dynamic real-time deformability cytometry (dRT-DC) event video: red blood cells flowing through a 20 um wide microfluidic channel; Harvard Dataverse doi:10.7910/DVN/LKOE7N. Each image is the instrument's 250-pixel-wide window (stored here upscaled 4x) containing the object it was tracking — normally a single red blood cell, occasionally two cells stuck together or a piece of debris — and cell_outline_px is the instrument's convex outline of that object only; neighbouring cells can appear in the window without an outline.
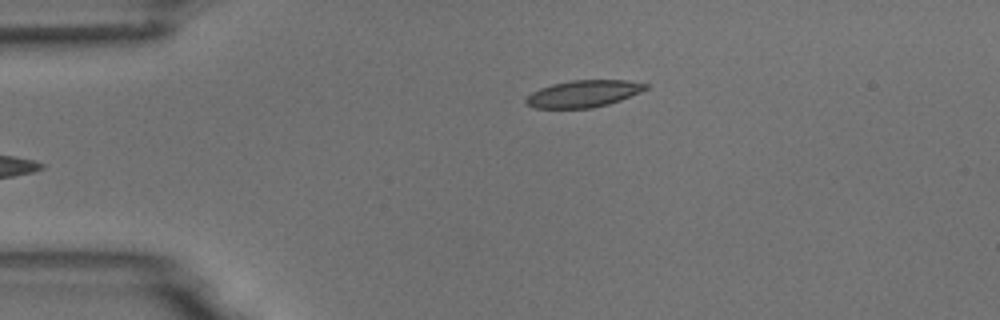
{"species": "common noctule bat (a hibernating species)", "species_latin": "Nyctalus noctula", "temperature_condition": "room temperature", "stored_images_in_passage": 6, "camera_frame_rate_fps": 3000, "um_per_image_px": 0.085, "animal": {"sex": "male", "body_mass_g": 18.8}, "frame": {"image": 1, "passage_image": 6, "time_ms": 6.0, "image_size_px": [1000, 320], "cell_outline_px": [[648, 88], [640, 92], [620, 100], [608, 104], [592, 108], [536, 108], [528, 104], [524, 100], [532, 92], [540, 88], [552, 84], [572, 80], [628, 80], [648, 84]], "centroid_in_image_um": [49.61, 7.96], "position_along_channel_um": 35.4, "area_um2": 18.67}}